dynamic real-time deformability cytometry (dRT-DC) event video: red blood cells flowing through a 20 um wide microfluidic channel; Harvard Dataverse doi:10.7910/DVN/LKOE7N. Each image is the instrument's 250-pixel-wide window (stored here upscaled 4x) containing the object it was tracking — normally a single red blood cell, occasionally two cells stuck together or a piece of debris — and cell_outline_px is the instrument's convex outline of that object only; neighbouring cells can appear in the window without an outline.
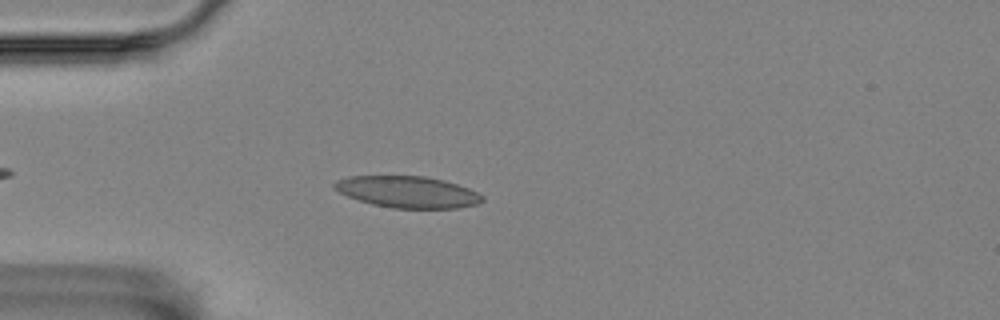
{"species": "Egyptian fruit bat (a non-hibernating species)", "species_latin": "Rousettus aegyptiacus", "temperature_condition": "room temperature", "stored_images_in_passage": 45, "camera_frame_rate_fps": 3000, "um_per_image_px": 0.085, "animal": {"sex": "female"}, "frame": {"image": 1, "passage_image": 7, "time_ms": 2.0, "image_size_px": [1000, 320], "cell_outline_px": [[484, 200], [476, 204], [460, 208], [392, 208], [372, 204], [348, 196], [332, 188], [332, 184], [336, 180], [348, 176], [424, 176], [444, 180], [468, 188], [484, 196]], "centroid_in_image_um": [34.63, 16.31], "position_along_channel_um": 50.4, "area_um2": 27.17}}
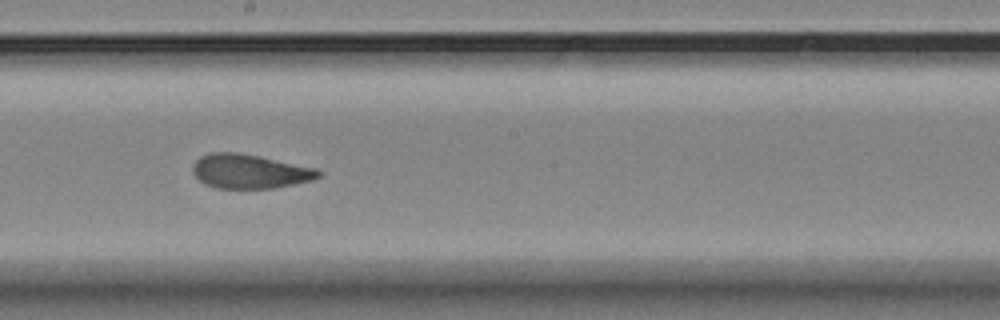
{"frame": {"image": 2, "passage_image": 23, "time_ms": 7.333, "image_size_px": [1000, 320], "cell_outline_px": [[324, 172], [320, 176], [312, 180], [272, 188], [216, 188], [204, 184], [192, 172], [192, 164], [200, 156], [212, 152], [236, 152], [260, 156], [320, 168]], "centroid_in_image_um": [21.25, 14.55], "position_along_channel_um": 226.9, "area_um2": 25.32}}
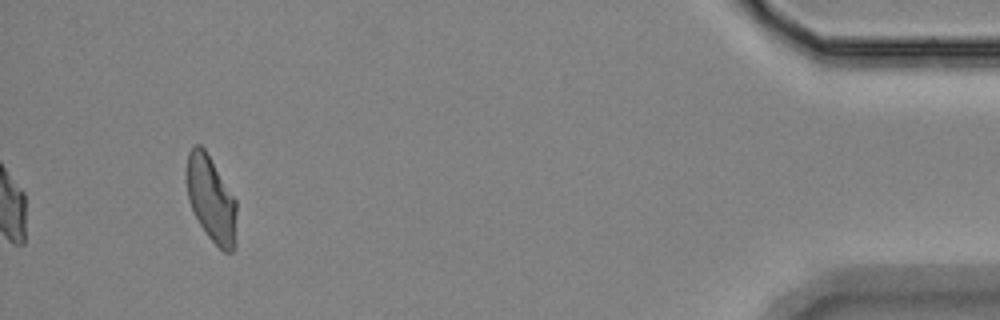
{"frame": {"image": 3, "passage_image": 45, "time_ms": 14.667, "image_size_px": [1000, 320], "cell_outline_px": [[236, 244], [232, 252], [224, 252], [208, 236], [200, 224], [188, 200], [184, 172], [188, 152], [192, 144], [200, 144], [204, 148], [236, 200]], "centroid_in_image_um": [17.92, 16.88], "position_along_channel_um": 417.3, "area_um2": 25.26}, "authors_computed_cell_mechanics": {"area_um2": 25.6632, "velocity_mm_per_s": 3.5094, "shape_relaxation_time_tau1_ms": 8.2988, "shape_relaxation_time_tau2_ms": 1.815, "deformation_change_tau1": 0.1783, "deformation_change_tau2": 0.0878}}